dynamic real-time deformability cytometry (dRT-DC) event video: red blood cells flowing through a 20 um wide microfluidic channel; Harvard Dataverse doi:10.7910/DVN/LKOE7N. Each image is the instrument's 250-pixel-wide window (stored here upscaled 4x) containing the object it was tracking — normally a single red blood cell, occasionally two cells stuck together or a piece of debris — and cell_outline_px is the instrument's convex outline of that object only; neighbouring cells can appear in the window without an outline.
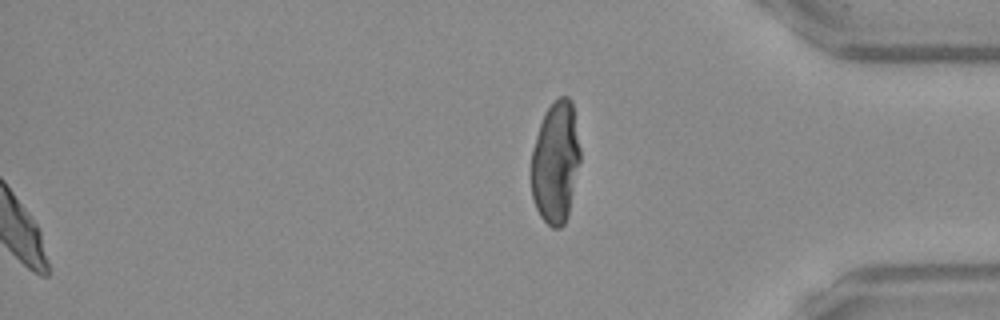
{"species": "Egyptian fruit bat (a non-hibernating species)", "species_latin": "Rousettus aegyptiacus", "temperature_condition": "warm", "stored_images_in_passage": 52, "segment_of_instrument_passage": [2, 2], "camera_frame_rate_fps": 3000, "um_per_image_px": 0.085, "frame": {"image": 1, "passage_image": 52, "time_ms": 17.0, "image_size_px": [1000, 320], "cell_outline_px": [[580, 160], [568, 216], [564, 224], [560, 228], [552, 228], [540, 216], [536, 208], [532, 196], [532, 148], [544, 112], [560, 96], [568, 96], [572, 100], [580, 148]], "centroid_in_image_um": [47.23, 13.8], "position_along_channel_um": 388.0, "area_um2": 34.74}}